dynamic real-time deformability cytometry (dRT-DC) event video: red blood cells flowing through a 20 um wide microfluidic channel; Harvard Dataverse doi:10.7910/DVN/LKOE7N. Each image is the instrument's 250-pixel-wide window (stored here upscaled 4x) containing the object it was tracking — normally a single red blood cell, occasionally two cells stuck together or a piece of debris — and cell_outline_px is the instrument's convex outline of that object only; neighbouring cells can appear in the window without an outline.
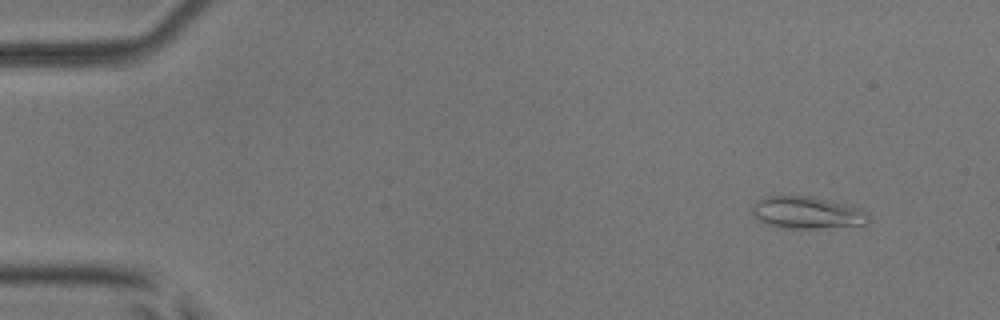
{"species": "common noctule bat (a hibernating species)", "species_latin": "Nyctalus noctula", "temperature_condition": "room temperature", "stored_images_in_passage": 5, "camera_frame_rate_fps": 3000, "um_per_image_px": 0.085, "animal": {"sex": "male", "body_mass_g": 17.9, "forearm_length_mm": 54.2}, "frame": {"image": 1, "passage_image": 2, "time_ms": 1.0, "image_size_px": [1000, 320], "cell_outline_px": [[868, 224], [864, 228], [784, 228], [768, 224], [752, 216], [752, 208], [764, 196], [808, 196], [852, 204], [864, 208], [868, 212]], "centroid_in_image_um": [68.78, 18.1], "position_along_channel_um": 16.2, "area_um2": 22.54}}